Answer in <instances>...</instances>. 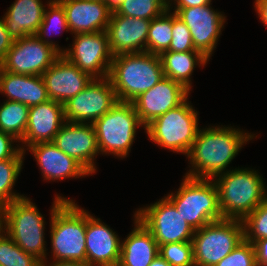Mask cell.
<instances>
[{"label": "cell", "instance_id": "7402d4cb", "mask_svg": "<svg viewBox=\"0 0 267 266\" xmlns=\"http://www.w3.org/2000/svg\"><path fill=\"white\" fill-rule=\"evenodd\" d=\"M71 34L106 31L111 14L99 0H59Z\"/></svg>", "mask_w": 267, "mask_h": 266}, {"label": "cell", "instance_id": "603a6c76", "mask_svg": "<svg viewBox=\"0 0 267 266\" xmlns=\"http://www.w3.org/2000/svg\"><path fill=\"white\" fill-rule=\"evenodd\" d=\"M0 93L8 101L19 102L28 107L49 100L41 75H24L4 71L0 67Z\"/></svg>", "mask_w": 267, "mask_h": 266}, {"label": "cell", "instance_id": "60d3db41", "mask_svg": "<svg viewBox=\"0 0 267 266\" xmlns=\"http://www.w3.org/2000/svg\"><path fill=\"white\" fill-rule=\"evenodd\" d=\"M254 3L260 21L267 27V0H255Z\"/></svg>", "mask_w": 267, "mask_h": 266}, {"label": "cell", "instance_id": "52a82bcc", "mask_svg": "<svg viewBox=\"0 0 267 266\" xmlns=\"http://www.w3.org/2000/svg\"><path fill=\"white\" fill-rule=\"evenodd\" d=\"M198 120V112L187 98L176 108L153 119L144 130L149 140L158 146L186 156L199 131Z\"/></svg>", "mask_w": 267, "mask_h": 266}, {"label": "cell", "instance_id": "1f68e13d", "mask_svg": "<svg viewBox=\"0 0 267 266\" xmlns=\"http://www.w3.org/2000/svg\"><path fill=\"white\" fill-rule=\"evenodd\" d=\"M244 239L252 244L267 239V198L243 220Z\"/></svg>", "mask_w": 267, "mask_h": 266}, {"label": "cell", "instance_id": "f1b7e54d", "mask_svg": "<svg viewBox=\"0 0 267 266\" xmlns=\"http://www.w3.org/2000/svg\"><path fill=\"white\" fill-rule=\"evenodd\" d=\"M173 12L164 11L151 20L147 38V52L160 55L169 50L172 40Z\"/></svg>", "mask_w": 267, "mask_h": 266}, {"label": "cell", "instance_id": "f546056e", "mask_svg": "<svg viewBox=\"0 0 267 266\" xmlns=\"http://www.w3.org/2000/svg\"><path fill=\"white\" fill-rule=\"evenodd\" d=\"M47 7L49 8L45 9L43 20L35 35L44 43L54 47L60 54H63L65 49L64 48L62 49L60 46H58V44H56V42L50 40L49 33L52 31L56 32L57 28L65 30L66 32L68 31L70 32L66 20L65 9L58 1H51V0L48 1Z\"/></svg>", "mask_w": 267, "mask_h": 266}, {"label": "cell", "instance_id": "7c38bea8", "mask_svg": "<svg viewBox=\"0 0 267 266\" xmlns=\"http://www.w3.org/2000/svg\"><path fill=\"white\" fill-rule=\"evenodd\" d=\"M61 54L36 35L14 40L0 67L7 72L42 75Z\"/></svg>", "mask_w": 267, "mask_h": 266}, {"label": "cell", "instance_id": "e575fe53", "mask_svg": "<svg viewBox=\"0 0 267 266\" xmlns=\"http://www.w3.org/2000/svg\"><path fill=\"white\" fill-rule=\"evenodd\" d=\"M254 244L245 239L216 266H257Z\"/></svg>", "mask_w": 267, "mask_h": 266}, {"label": "cell", "instance_id": "ffe728a7", "mask_svg": "<svg viewBox=\"0 0 267 266\" xmlns=\"http://www.w3.org/2000/svg\"><path fill=\"white\" fill-rule=\"evenodd\" d=\"M65 122L64 105L62 103L49 99L44 103L31 106L27 128L21 141V150L26 152L24 147L28 148L41 142H53L55 135Z\"/></svg>", "mask_w": 267, "mask_h": 266}, {"label": "cell", "instance_id": "5bb4252c", "mask_svg": "<svg viewBox=\"0 0 267 266\" xmlns=\"http://www.w3.org/2000/svg\"><path fill=\"white\" fill-rule=\"evenodd\" d=\"M210 5L182 8L175 13L189 28L195 49L209 60L226 22V16Z\"/></svg>", "mask_w": 267, "mask_h": 266}, {"label": "cell", "instance_id": "44dd1931", "mask_svg": "<svg viewBox=\"0 0 267 266\" xmlns=\"http://www.w3.org/2000/svg\"><path fill=\"white\" fill-rule=\"evenodd\" d=\"M33 153L41 174L46 181L79 178L91 175L73 157L62 152L53 142H41L29 146L26 150Z\"/></svg>", "mask_w": 267, "mask_h": 266}, {"label": "cell", "instance_id": "7a4b0ae2", "mask_svg": "<svg viewBox=\"0 0 267 266\" xmlns=\"http://www.w3.org/2000/svg\"><path fill=\"white\" fill-rule=\"evenodd\" d=\"M50 212L53 262L86 264V210L79 207L75 200L57 194Z\"/></svg>", "mask_w": 267, "mask_h": 266}, {"label": "cell", "instance_id": "2e32d148", "mask_svg": "<svg viewBox=\"0 0 267 266\" xmlns=\"http://www.w3.org/2000/svg\"><path fill=\"white\" fill-rule=\"evenodd\" d=\"M53 143L65 154L73 157L92 176L96 173L95 157L100 153L92 124L65 122L55 135Z\"/></svg>", "mask_w": 267, "mask_h": 266}, {"label": "cell", "instance_id": "9c48e42d", "mask_svg": "<svg viewBox=\"0 0 267 266\" xmlns=\"http://www.w3.org/2000/svg\"><path fill=\"white\" fill-rule=\"evenodd\" d=\"M244 240L242 220L222 219L196 230L192 238L195 266H216Z\"/></svg>", "mask_w": 267, "mask_h": 266}, {"label": "cell", "instance_id": "484cf974", "mask_svg": "<svg viewBox=\"0 0 267 266\" xmlns=\"http://www.w3.org/2000/svg\"><path fill=\"white\" fill-rule=\"evenodd\" d=\"M164 76L180 84L191 91V75L194 68L203 67L209 61L200 51L174 52L164 51L159 55Z\"/></svg>", "mask_w": 267, "mask_h": 266}, {"label": "cell", "instance_id": "4dcf8cb0", "mask_svg": "<svg viewBox=\"0 0 267 266\" xmlns=\"http://www.w3.org/2000/svg\"><path fill=\"white\" fill-rule=\"evenodd\" d=\"M36 256L23 251L0 229V266H41Z\"/></svg>", "mask_w": 267, "mask_h": 266}, {"label": "cell", "instance_id": "ac0fdd59", "mask_svg": "<svg viewBox=\"0 0 267 266\" xmlns=\"http://www.w3.org/2000/svg\"><path fill=\"white\" fill-rule=\"evenodd\" d=\"M150 24L148 19L111 15L106 28L111 54L147 52Z\"/></svg>", "mask_w": 267, "mask_h": 266}, {"label": "cell", "instance_id": "6da1fadb", "mask_svg": "<svg viewBox=\"0 0 267 266\" xmlns=\"http://www.w3.org/2000/svg\"><path fill=\"white\" fill-rule=\"evenodd\" d=\"M222 126L199 128L196 139L186 155L191 169L185 176L212 180L225 172L243 144L257 137L248 132L244 133L239 128Z\"/></svg>", "mask_w": 267, "mask_h": 266}, {"label": "cell", "instance_id": "4fadbf2b", "mask_svg": "<svg viewBox=\"0 0 267 266\" xmlns=\"http://www.w3.org/2000/svg\"><path fill=\"white\" fill-rule=\"evenodd\" d=\"M74 35L71 48L62 55L92 78L108 77L113 55L106 31Z\"/></svg>", "mask_w": 267, "mask_h": 266}, {"label": "cell", "instance_id": "e0dca14e", "mask_svg": "<svg viewBox=\"0 0 267 266\" xmlns=\"http://www.w3.org/2000/svg\"><path fill=\"white\" fill-rule=\"evenodd\" d=\"M121 241L100 218L86 211V265L118 266Z\"/></svg>", "mask_w": 267, "mask_h": 266}, {"label": "cell", "instance_id": "9a60e30c", "mask_svg": "<svg viewBox=\"0 0 267 266\" xmlns=\"http://www.w3.org/2000/svg\"><path fill=\"white\" fill-rule=\"evenodd\" d=\"M189 93L182 84L164 77L150 90L141 93L132 104L145 127L153 119L182 104L189 98Z\"/></svg>", "mask_w": 267, "mask_h": 266}, {"label": "cell", "instance_id": "d6a6232c", "mask_svg": "<svg viewBox=\"0 0 267 266\" xmlns=\"http://www.w3.org/2000/svg\"><path fill=\"white\" fill-rule=\"evenodd\" d=\"M159 246V255L171 266H195L192 242L166 243Z\"/></svg>", "mask_w": 267, "mask_h": 266}, {"label": "cell", "instance_id": "836d02e7", "mask_svg": "<svg viewBox=\"0 0 267 266\" xmlns=\"http://www.w3.org/2000/svg\"><path fill=\"white\" fill-rule=\"evenodd\" d=\"M164 11L154 0H125L120 10L112 15L152 20Z\"/></svg>", "mask_w": 267, "mask_h": 266}, {"label": "cell", "instance_id": "d4e9b609", "mask_svg": "<svg viewBox=\"0 0 267 266\" xmlns=\"http://www.w3.org/2000/svg\"><path fill=\"white\" fill-rule=\"evenodd\" d=\"M45 9L41 0H15L3 16L6 29L13 40L35 35Z\"/></svg>", "mask_w": 267, "mask_h": 266}, {"label": "cell", "instance_id": "f35d334b", "mask_svg": "<svg viewBox=\"0 0 267 266\" xmlns=\"http://www.w3.org/2000/svg\"><path fill=\"white\" fill-rule=\"evenodd\" d=\"M208 4H211V0H170L171 9H169V11H172L173 9L172 5H175L173 13H176L179 9L182 8L206 6Z\"/></svg>", "mask_w": 267, "mask_h": 266}, {"label": "cell", "instance_id": "8fae6325", "mask_svg": "<svg viewBox=\"0 0 267 266\" xmlns=\"http://www.w3.org/2000/svg\"><path fill=\"white\" fill-rule=\"evenodd\" d=\"M117 102L109 78H93L82 91L64 103V117L67 122L93 124Z\"/></svg>", "mask_w": 267, "mask_h": 266}, {"label": "cell", "instance_id": "d590c367", "mask_svg": "<svg viewBox=\"0 0 267 266\" xmlns=\"http://www.w3.org/2000/svg\"><path fill=\"white\" fill-rule=\"evenodd\" d=\"M168 51H198L193 45L189 28L175 13H173L172 40Z\"/></svg>", "mask_w": 267, "mask_h": 266}, {"label": "cell", "instance_id": "5b68a950", "mask_svg": "<svg viewBox=\"0 0 267 266\" xmlns=\"http://www.w3.org/2000/svg\"><path fill=\"white\" fill-rule=\"evenodd\" d=\"M27 196L0 210L2 229L23 251L47 261L45 218ZM46 259V260H45Z\"/></svg>", "mask_w": 267, "mask_h": 266}, {"label": "cell", "instance_id": "83f0119b", "mask_svg": "<svg viewBox=\"0 0 267 266\" xmlns=\"http://www.w3.org/2000/svg\"><path fill=\"white\" fill-rule=\"evenodd\" d=\"M24 155L25 152L20 150L13 158L0 161V210L25 197L13 190L24 163Z\"/></svg>", "mask_w": 267, "mask_h": 266}, {"label": "cell", "instance_id": "f6af8a7d", "mask_svg": "<svg viewBox=\"0 0 267 266\" xmlns=\"http://www.w3.org/2000/svg\"><path fill=\"white\" fill-rule=\"evenodd\" d=\"M157 2L165 11L170 9V0H154Z\"/></svg>", "mask_w": 267, "mask_h": 266}, {"label": "cell", "instance_id": "4316f807", "mask_svg": "<svg viewBox=\"0 0 267 266\" xmlns=\"http://www.w3.org/2000/svg\"><path fill=\"white\" fill-rule=\"evenodd\" d=\"M29 108L25 104L5 100L0 105V130L20 143L27 128Z\"/></svg>", "mask_w": 267, "mask_h": 266}, {"label": "cell", "instance_id": "b9f144b4", "mask_svg": "<svg viewBox=\"0 0 267 266\" xmlns=\"http://www.w3.org/2000/svg\"><path fill=\"white\" fill-rule=\"evenodd\" d=\"M125 0H103L107 11L112 15L117 13Z\"/></svg>", "mask_w": 267, "mask_h": 266}, {"label": "cell", "instance_id": "cb8c5ba5", "mask_svg": "<svg viewBox=\"0 0 267 266\" xmlns=\"http://www.w3.org/2000/svg\"><path fill=\"white\" fill-rule=\"evenodd\" d=\"M134 228L121 241V252L118 266H149L159 255V246L152 233L136 218Z\"/></svg>", "mask_w": 267, "mask_h": 266}, {"label": "cell", "instance_id": "ee69618b", "mask_svg": "<svg viewBox=\"0 0 267 266\" xmlns=\"http://www.w3.org/2000/svg\"><path fill=\"white\" fill-rule=\"evenodd\" d=\"M149 266H171L164 258L158 255Z\"/></svg>", "mask_w": 267, "mask_h": 266}, {"label": "cell", "instance_id": "8992f818", "mask_svg": "<svg viewBox=\"0 0 267 266\" xmlns=\"http://www.w3.org/2000/svg\"><path fill=\"white\" fill-rule=\"evenodd\" d=\"M175 193L165 196L195 231L215 221L222 220L218 191L211 179L183 176Z\"/></svg>", "mask_w": 267, "mask_h": 266}, {"label": "cell", "instance_id": "7bdbcfd3", "mask_svg": "<svg viewBox=\"0 0 267 266\" xmlns=\"http://www.w3.org/2000/svg\"><path fill=\"white\" fill-rule=\"evenodd\" d=\"M48 261L42 262L41 266H87L82 262L77 261H59V262H51L48 265L46 264Z\"/></svg>", "mask_w": 267, "mask_h": 266}, {"label": "cell", "instance_id": "277c9868", "mask_svg": "<svg viewBox=\"0 0 267 266\" xmlns=\"http://www.w3.org/2000/svg\"><path fill=\"white\" fill-rule=\"evenodd\" d=\"M159 55L148 52L113 56L108 78L118 101L132 102L164 78Z\"/></svg>", "mask_w": 267, "mask_h": 266}, {"label": "cell", "instance_id": "3957f363", "mask_svg": "<svg viewBox=\"0 0 267 266\" xmlns=\"http://www.w3.org/2000/svg\"><path fill=\"white\" fill-rule=\"evenodd\" d=\"M212 180L223 219L243 220L267 198L266 183L255 169H227Z\"/></svg>", "mask_w": 267, "mask_h": 266}, {"label": "cell", "instance_id": "ab89813d", "mask_svg": "<svg viewBox=\"0 0 267 266\" xmlns=\"http://www.w3.org/2000/svg\"><path fill=\"white\" fill-rule=\"evenodd\" d=\"M257 264L267 266V239H261L254 243Z\"/></svg>", "mask_w": 267, "mask_h": 266}, {"label": "cell", "instance_id": "d6986e66", "mask_svg": "<svg viewBox=\"0 0 267 266\" xmlns=\"http://www.w3.org/2000/svg\"><path fill=\"white\" fill-rule=\"evenodd\" d=\"M41 76L49 99L63 105L82 91L93 79L62 54Z\"/></svg>", "mask_w": 267, "mask_h": 266}, {"label": "cell", "instance_id": "30bf717a", "mask_svg": "<svg viewBox=\"0 0 267 266\" xmlns=\"http://www.w3.org/2000/svg\"><path fill=\"white\" fill-rule=\"evenodd\" d=\"M135 216L152 233L158 245L192 242L195 230L166 197L150 206L139 208Z\"/></svg>", "mask_w": 267, "mask_h": 266}, {"label": "cell", "instance_id": "ba28073f", "mask_svg": "<svg viewBox=\"0 0 267 266\" xmlns=\"http://www.w3.org/2000/svg\"><path fill=\"white\" fill-rule=\"evenodd\" d=\"M100 154L125 158L133 145L140 122L132 102L118 101L93 124Z\"/></svg>", "mask_w": 267, "mask_h": 266}, {"label": "cell", "instance_id": "74e56055", "mask_svg": "<svg viewBox=\"0 0 267 266\" xmlns=\"http://www.w3.org/2000/svg\"><path fill=\"white\" fill-rule=\"evenodd\" d=\"M14 40L9 35L5 21L0 18V63L5 59L8 50L11 48Z\"/></svg>", "mask_w": 267, "mask_h": 266}, {"label": "cell", "instance_id": "8d00e7d4", "mask_svg": "<svg viewBox=\"0 0 267 266\" xmlns=\"http://www.w3.org/2000/svg\"><path fill=\"white\" fill-rule=\"evenodd\" d=\"M14 142L19 143L12 135L0 130V161L13 158L21 150V146L13 145Z\"/></svg>", "mask_w": 267, "mask_h": 266}]
</instances>
